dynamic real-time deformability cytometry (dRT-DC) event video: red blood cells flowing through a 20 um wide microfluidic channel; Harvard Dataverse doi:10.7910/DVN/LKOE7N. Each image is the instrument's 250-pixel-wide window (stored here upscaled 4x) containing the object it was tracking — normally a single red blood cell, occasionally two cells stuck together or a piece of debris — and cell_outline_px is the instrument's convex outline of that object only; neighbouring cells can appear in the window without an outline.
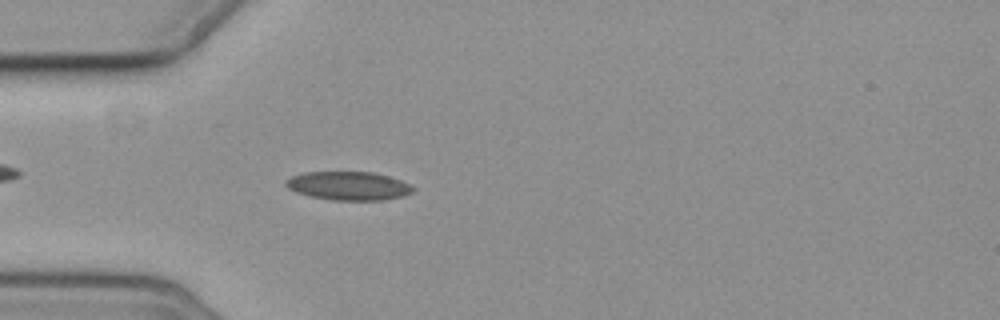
{"species": "common noctule bat (a hibernating species)", "species_latin": "Nyctalus noctula", "temperature_condition": "cold", "stored_images_in_passage": 5, "camera_frame_rate_fps": 3000, "um_per_image_px": 0.085, "animal": {"sex": "female", "body_mass_g": 19.3, "forearm_length_mm": 54.1}, "frame": {"image": 1, "passage_image": 5, "time_ms": 4.667, "image_size_px": [1000, 320], "cell_outline_px": [[416, 188], [412, 192], [404, 196], [384, 200], [332, 200], [312, 196], [296, 192], [288, 188], [284, 184], [284, 180], [292, 176], [304, 172], [372, 172], [388, 176], [400, 180]], "centroid_in_image_um": [29.62, 15.79], "position_along_channel_um": 55.4, "area_um2": 21.15}}